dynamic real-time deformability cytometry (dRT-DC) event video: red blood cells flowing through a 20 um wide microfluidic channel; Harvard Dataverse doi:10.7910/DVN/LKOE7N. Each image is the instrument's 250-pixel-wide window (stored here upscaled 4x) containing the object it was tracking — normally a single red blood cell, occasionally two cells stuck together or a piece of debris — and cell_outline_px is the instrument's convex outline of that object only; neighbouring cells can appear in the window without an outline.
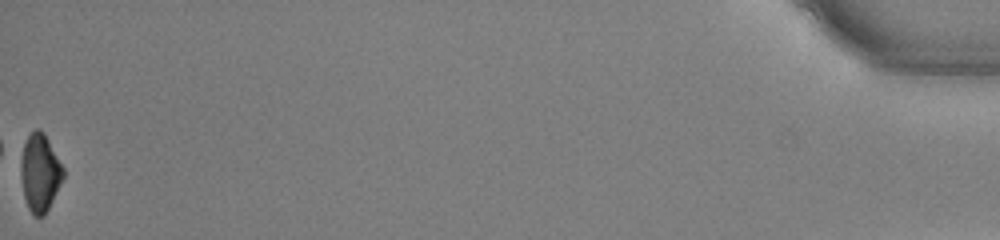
{"species": "common noctule bat (a hibernating species)", "species_latin": "Nyctalus noctula", "temperature_condition": "warm", "stored_images_in_passage": 42, "camera_frame_rate_fps": 3000, "um_per_image_px": 0.085, "animal": {"sex": "male", "body_mass_g": 13.0, "forearm_length_mm": 53.1}, "frame": {"image": 1, "passage_image": 42, "time_ms": 13.667, "image_size_px": [1000, 240], "cell_outline_px": [[64, 176], [44, 216], [32, 216], [28, 208], [24, 196], [20, 172], [20, 164], [24, 144], [28, 136], [36, 128], [44, 132], [64, 168]], "centroid_in_image_um": [3.39, 14.68], "position_along_channel_um": 431.8, "area_um2": 19.02}, "authors_computed_cell_mechanics": {"area_um2": 22.2241, "velocity_mm_per_s": 3.8393, "shape_relaxation_time_tau1_ms": 2.3525, "shape_relaxation_time_tau2_ms": null, "deformation_change_tau1": 0.1158, "deformation_change_tau2": null}}